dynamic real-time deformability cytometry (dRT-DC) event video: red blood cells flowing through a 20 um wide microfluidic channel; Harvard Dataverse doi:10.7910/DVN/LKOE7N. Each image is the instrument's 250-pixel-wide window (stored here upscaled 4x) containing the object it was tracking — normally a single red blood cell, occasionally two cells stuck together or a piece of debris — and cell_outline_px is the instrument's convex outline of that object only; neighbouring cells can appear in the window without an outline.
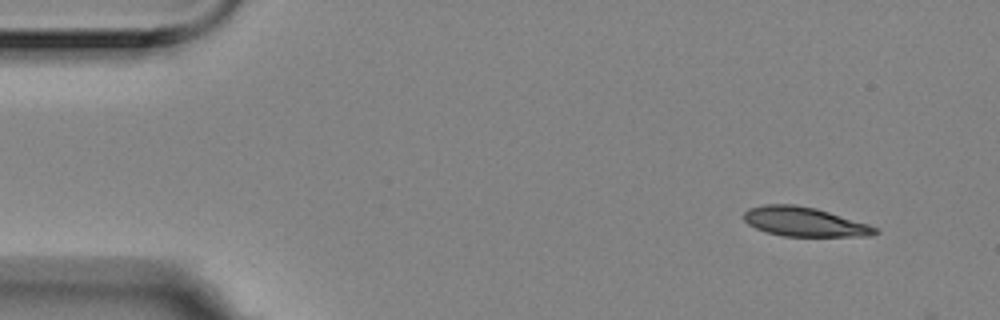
{"species": "Egyptian fruit bat (a non-hibernating species)", "species_latin": "Rousettus aegyptiacus", "temperature_condition": "room temperature", "stored_images_in_passage": 3, "camera_frame_rate_fps": 3000, "um_per_image_px": 0.085, "animal": {"sex": "female"}, "frame": {"image": 1, "passage_image": 1, "time_ms": 0.0, "image_size_px": [1000, 320], "cell_outline_px": [[880, 232], [872, 236], [784, 236], [764, 232], [748, 224], [744, 220], [744, 212], [748, 208], [764, 204], [796, 204], [816, 208], [868, 224], [880, 228]], "centroid_in_image_um": [68.38, 18.85], "position_along_channel_um": 16.6, "area_um2": 22.6}}